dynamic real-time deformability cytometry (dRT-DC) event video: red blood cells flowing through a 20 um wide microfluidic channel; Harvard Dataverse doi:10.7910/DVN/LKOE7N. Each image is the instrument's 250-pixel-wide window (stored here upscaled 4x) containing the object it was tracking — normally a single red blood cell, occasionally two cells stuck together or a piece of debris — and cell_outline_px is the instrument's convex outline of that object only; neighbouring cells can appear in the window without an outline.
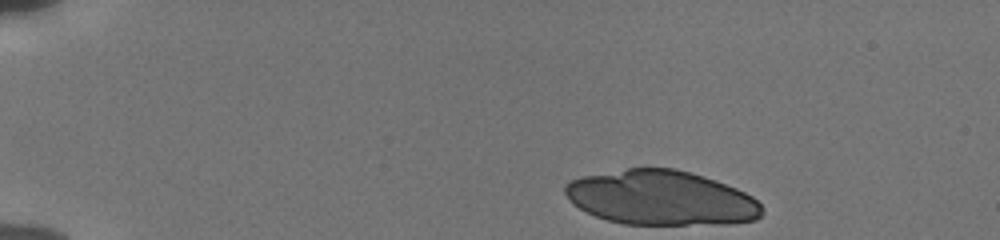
{"species": "human", "species_latin": "Homo sapiens", "temperature_condition": "cold", "stored_images_in_passage": 25, "camera_frame_rate_fps": 3000, "um_per_image_px": 0.085, "donor": {"sex": "male"}, "frame": {"image": 1, "passage_image": 1, "time_ms": 0.0, "image_size_px": [1000, 240], "cell_outline_px": [[764, 212], [756, 220], [728, 224], [624, 224], [608, 220], [596, 216], [572, 204], [564, 192], [564, 184], [572, 180], [584, 176], [628, 168], [676, 168], [704, 176], [736, 188], [752, 196], [764, 208]], "centroid_in_image_um": [56.21, 16.82], "position_along_channel_um": 28.8, "area_um2": 62.66}}